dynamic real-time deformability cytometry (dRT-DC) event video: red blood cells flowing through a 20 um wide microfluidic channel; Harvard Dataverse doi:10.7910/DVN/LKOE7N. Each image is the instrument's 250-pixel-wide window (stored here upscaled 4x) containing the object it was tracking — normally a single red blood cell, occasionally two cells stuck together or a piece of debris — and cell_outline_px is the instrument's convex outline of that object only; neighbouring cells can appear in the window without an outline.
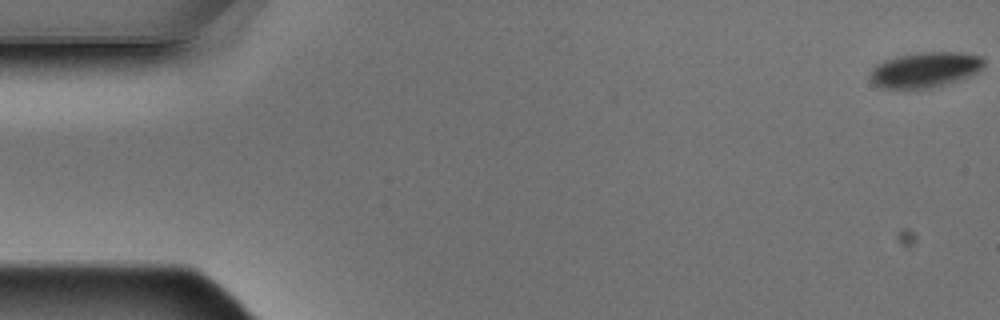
{"species": "Egyptian fruit bat (a non-hibernating species)", "species_latin": "Rousettus aegyptiacus", "temperature_condition": "warm", "stored_images_in_passage": 6, "segment_of_instrument_passage": [2, 2], "camera_frame_rate_fps": 3000, "um_per_image_px": 0.085, "animal": {"sex": "male"}, "frame": {"image": 1, "passage_image": 6, "time_ms": 1.667, "image_size_px": [1000, 320], "cell_outline_px": [[984, 68], [980, 72], [960, 80], [928, 88], [884, 88], [876, 84], [872, 80], [872, 68], [876, 64], [884, 60], [900, 56], [924, 52], [964, 52], [984, 56]], "centroid_in_image_um": [78.74, 5.91], "position_along_channel_um": 6.3, "area_um2": 23.35}}